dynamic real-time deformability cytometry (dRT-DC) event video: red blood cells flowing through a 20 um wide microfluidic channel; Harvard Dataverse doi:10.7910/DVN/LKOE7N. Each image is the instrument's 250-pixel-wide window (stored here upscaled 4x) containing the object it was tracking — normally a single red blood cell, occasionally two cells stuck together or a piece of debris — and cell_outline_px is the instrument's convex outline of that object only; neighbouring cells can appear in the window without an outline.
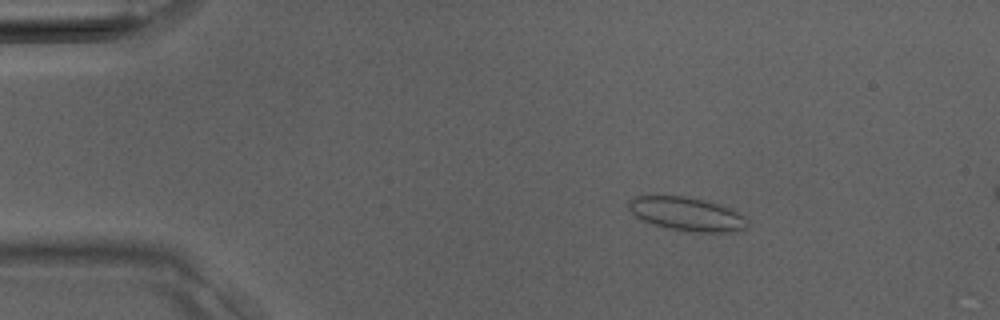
{"species": "Egyptian fruit bat (a non-hibernating species)", "species_latin": "Rousettus aegyptiacus", "temperature_condition": "room temperature", "stored_images_in_passage": 12, "camera_frame_rate_fps": 3000, "um_per_image_px": 0.085, "animal": {"sex": "male"}, "frame": {"image": 1, "passage_image": 7, "time_ms": 2.0, "image_size_px": [1000, 320], "cell_outline_px": [[748, 228], [736, 232], [696, 232], [668, 228], [644, 220], [636, 216], [628, 208], [628, 200], [632, 196], [684, 196], [704, 200], [720, 204], [732, 208], [744, 216], [748, 220]], "centroid_in_image_um": [58.44, 18.19], "position_along_channel_um": 26.6, "area_um2": 23.35}}